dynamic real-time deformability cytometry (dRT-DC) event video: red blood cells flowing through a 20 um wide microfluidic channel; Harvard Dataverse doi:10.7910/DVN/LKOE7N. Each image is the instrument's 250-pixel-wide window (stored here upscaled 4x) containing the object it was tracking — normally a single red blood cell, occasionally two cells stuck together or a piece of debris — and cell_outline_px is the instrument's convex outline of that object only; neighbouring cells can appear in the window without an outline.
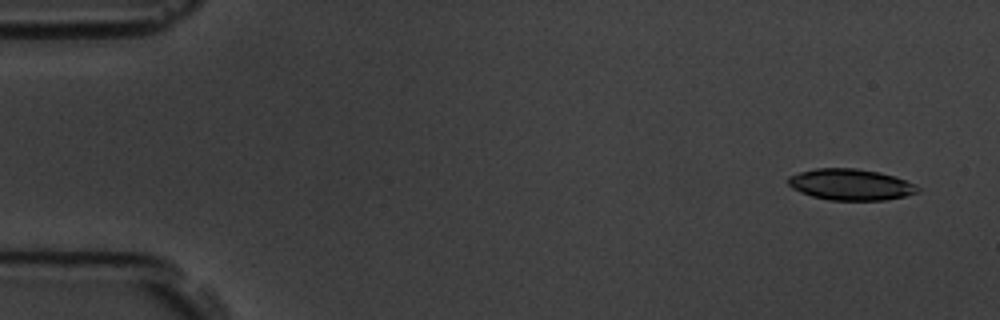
{"species": "common noctule bat (a hibernating species)", "species_latin": "Nyctalus noctula", "temperature_condition": "room temperature", "stored_images_in_passage": 4, "camera_frame_rate_fps": 3000, "um_per_image_px": 0.085, "animal": {"sex": "male", "body_mass_g": 19.5, "forearm_length_mm": 54.6}, "frame": {"image": 1, "passage_image": 1, "time_ms": 0.0, "image_size_px": [1000, 320], "cell_outline_px": [[920, 192], [904, 196], [884, 200], [828, 200], [812, 196], [800, 192], [792, 188], [788, 184], [788, 176], [800, 172], [816, 168], [856, 168], [880, 172], [916, 184], [920, 188]], "centroid_in_image_um": [72.3, 15.69], "position_along_channel_um": 12.7, "area_um2": 23.58}}